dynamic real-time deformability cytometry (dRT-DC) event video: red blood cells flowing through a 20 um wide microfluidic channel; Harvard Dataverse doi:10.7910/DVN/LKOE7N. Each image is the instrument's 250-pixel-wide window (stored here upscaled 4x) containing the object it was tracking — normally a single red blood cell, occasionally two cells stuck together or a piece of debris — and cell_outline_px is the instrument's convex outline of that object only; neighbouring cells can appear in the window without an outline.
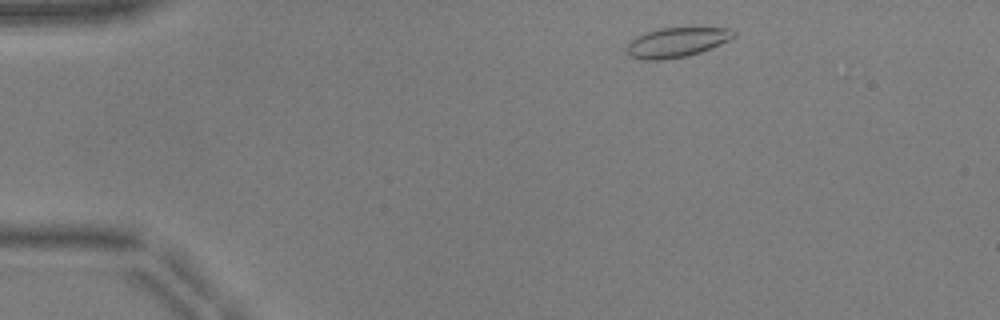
{"species": "common noctule bat (a hibernating species)", "species_latin": "Nyctalus noctula", "temperature_condition": "warm", "stored_images_in_passage": 14, "camera_frame_rate_fps": 3000, "um_per_image_px": 0.085, "animal": {"sex": "male", "body_mass_g": 17.9, "forearm_length_mm": 54.2}, "frame": {"image": 1, "passage_image": 3, "time_ms": 0.667, "image_size_px": [1000, 320], "cell_outline_px": [[736, 36], [712, 48], [700, 52], [684, 56], [664, 60], [644, 60], [628, 56], [624, 48], [636, 36], [644, 32], [660, 28], [732, 28], [736, 32]], "centroid_in_image_um": [57.48, 3.6], "position_along_channel_um": 27.5, "area_um2": 18.61}}
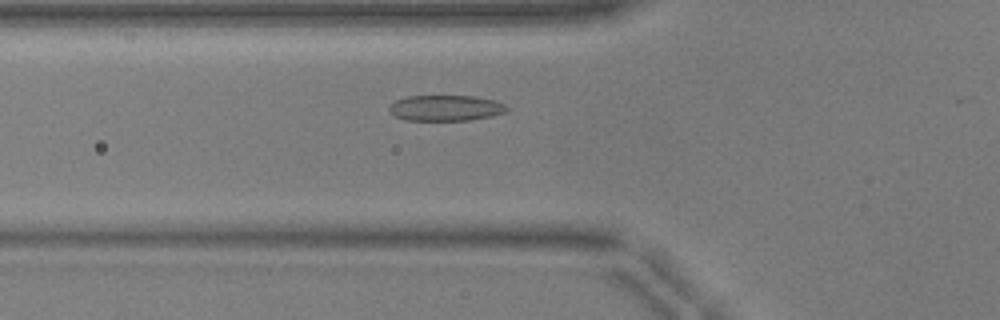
{"frame": {"image": 2, "passage_image": 13, "time_ms": 4.0, "image_size_px": [1000, 320], "cell_outline_px": [[508, 108], [504, 112], [492, 116], [468, 120], [404, 120], [388, 112], [388, 108], [396, 100], [408, 96], [476, 96], [496, 100], [504, 104]], "centroid_in_image_um": [37.87, 9.17], "position_along_channel_um": 87.9, "area_um2": 17.63}}